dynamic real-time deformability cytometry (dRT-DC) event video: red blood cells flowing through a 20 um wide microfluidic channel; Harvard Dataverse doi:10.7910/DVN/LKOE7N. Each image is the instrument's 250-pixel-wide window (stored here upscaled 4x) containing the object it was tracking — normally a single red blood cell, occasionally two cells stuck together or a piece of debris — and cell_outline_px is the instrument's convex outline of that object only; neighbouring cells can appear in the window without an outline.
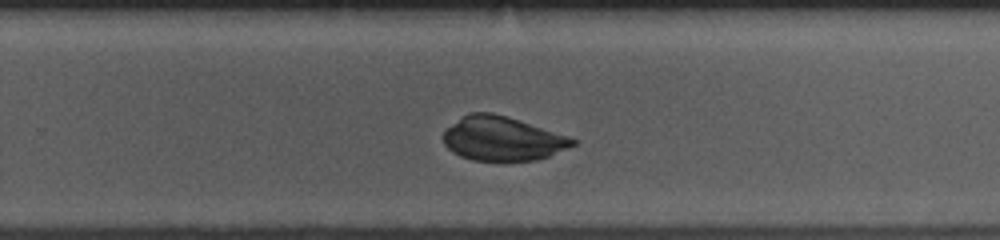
{"species": "common noctule bat (a hibernating species)", "species_latin": "Nyctalus noctula", "temperature_condition": "room temperature", "stored_images_in_passage": 35, "camera_frame_rate_fps": 3000, "um_per_image_px": 0.085, "animal": {"sex": "female", "body_mass_g": 10.0, "forearm_length_mm": 53.1}, "frame": {"image": 1, "passage_image": 25, "time_ms": 8.0, "image_size_px": [1000, 240], "cell_outline_px": [[576, 144], [568, 148], [548, 156], [536, 160], [472, 160], [460, 156], [452, 152], [444, 144], [444, 128], [468, 112], [492, 112], [508, 116], [572, 136], [576, 140]], "centroid_in_image_um": [42.71, 11.76], "position_along_channel_um": 287.1, "area_um2": 33.58}}
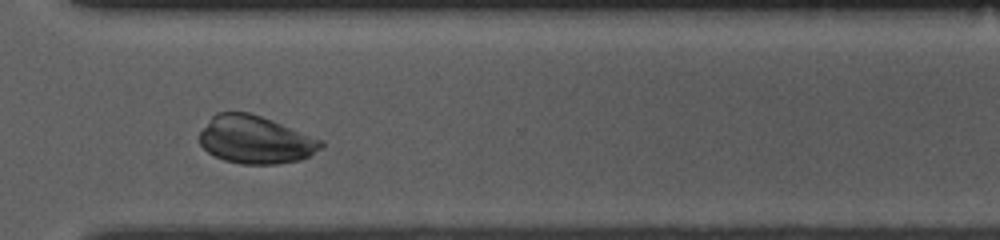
{"frame": {"image": 2, "passage_image": 30, "time_ms": 9.667, "image_size_px": [1000, 240], "cell_outline_px": [[324, 148], [300, 160], [276, 164], [240, 164], [224, 160], [208, 152], [200, 144], [200, 132], [212, 116], [216, 112], [248, 112], [272, 120], [324, 140]], "centroid_in_image_um": [21.74, 11.88], "position_along_channel_um": 348.9, "area_um2": 33.87}}